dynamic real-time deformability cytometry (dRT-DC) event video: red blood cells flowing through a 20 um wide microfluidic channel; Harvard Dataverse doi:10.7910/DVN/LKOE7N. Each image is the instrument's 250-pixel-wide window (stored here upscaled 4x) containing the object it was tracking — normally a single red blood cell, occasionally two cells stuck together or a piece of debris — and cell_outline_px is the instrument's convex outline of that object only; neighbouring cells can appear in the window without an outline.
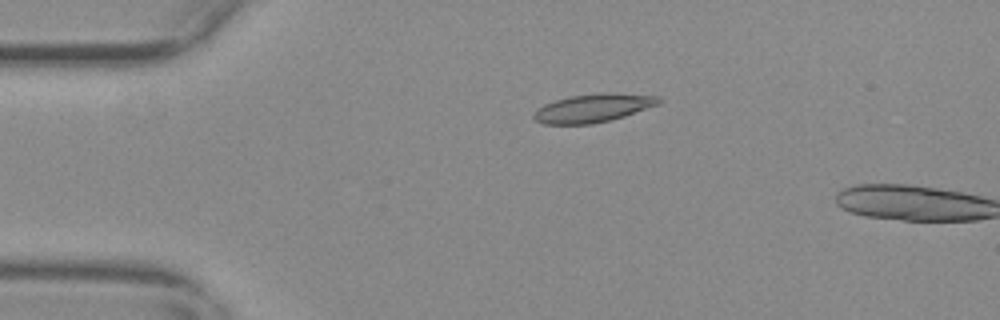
{"species": "common noctule bat (a hibernating species)", "species_latin": "Nyctalus noctula", "temperature_condition": "warm", "stored_images_in_passage": 2, "camera_frame_rate_fps": 3000, "um_per_image_px": 0.085, "animal": {"sex": "female", "body_mass_g": 29.2, "forearm_length_mm": 56.3}, "frame": {"image": 1, "passage_image": 1, "time_ms": 0.0, "image_size_px": [1000, 320], "cell_outline_px": [[660, 104], [624, 116], [592, 124], [544, 124], [536, 120], [532, 116], [544, 104], [568, 96], [600, 92], [612, 92], [660, 96]], "centroid_in_image_um": [50.45, 9.16], "position_along_channel_um": 34.5, "area_um2": 20.63}}